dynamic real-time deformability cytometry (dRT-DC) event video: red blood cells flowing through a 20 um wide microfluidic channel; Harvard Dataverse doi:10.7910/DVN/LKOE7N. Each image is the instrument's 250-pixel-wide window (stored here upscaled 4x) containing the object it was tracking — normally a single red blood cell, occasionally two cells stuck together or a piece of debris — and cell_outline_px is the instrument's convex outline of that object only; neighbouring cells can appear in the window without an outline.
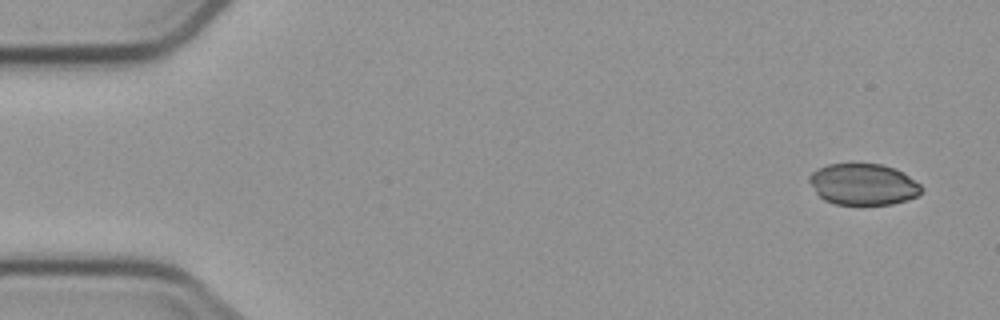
{"species": "common noctule bat (a hibernating species)", "species_latin": "Nyctalus noctula", "temperature_condition": "cold", "stored_images_in_passage": 4, "camera_frame_rate_fps": 3000, "um_per_image_px": 0.085, "animal": {"sex": "male", "body_mass_g": 23.1, "forearm_length_mm": 52.7}, "frame": {"image": 1, "passage_image": 1, "time_ms": 0.0, "image_size_px": [1000, 320], "cell_outline_px": [[924, 188], [916, 196], [908, 200], [892, 204], [836, 204], [824, 200], [816, 192], [808, 180], [808, 176], [812, 172], [828, 164], [880, 164], [896, 168], [904, 172], [920, 184]], "centroid_in_image_um": [73.39, 15.66], "position_along_channel_um": 11.6, "area_um2": 26.99}}